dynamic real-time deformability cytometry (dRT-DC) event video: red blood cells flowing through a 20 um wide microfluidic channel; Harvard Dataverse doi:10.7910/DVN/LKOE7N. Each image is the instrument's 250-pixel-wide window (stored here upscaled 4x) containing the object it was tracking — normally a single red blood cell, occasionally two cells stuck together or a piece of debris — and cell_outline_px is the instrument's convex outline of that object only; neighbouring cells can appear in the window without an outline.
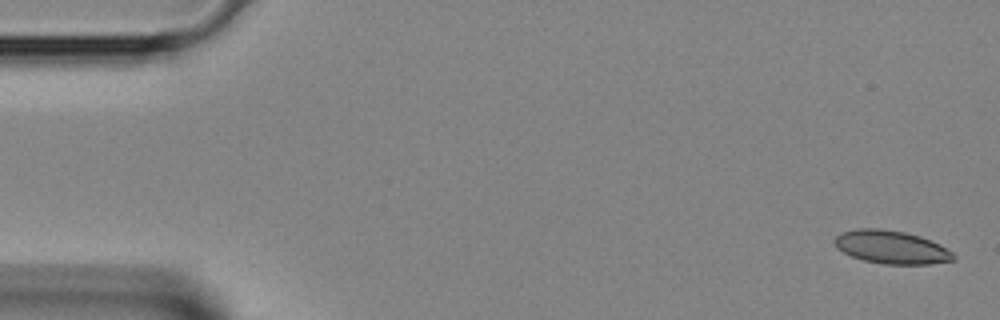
{"species": "Egyptian fruit bat (a non-hibernating species)", "species_latin": "Rousettus aegyptiacus", "temperature_condition": "room temperature", "stored_images_in_passage": 5, "camera_frame_rate_fps": 3000, "um_per_image_px": 0.085, "animal": {"sex": "female"}, "frame": {"image": 1, "passage_image": 1, "time_ms": 0.0, "image_size_px": [1000, 320], "cell_outline_px": [[956, 260], [928, 264], [884, 264], [864, 260], [852, 256], [836, 248], [832, 240], [840, 232], [856, 228], [880, 228], [904, 232], [920, 236], [932, 240], [940, 244], [952, 252], [956, 256]], "centroid_in_image_um": [75.76, 21.0], "position_along_channel_um": 9.2, "area_um2": 23.18}}
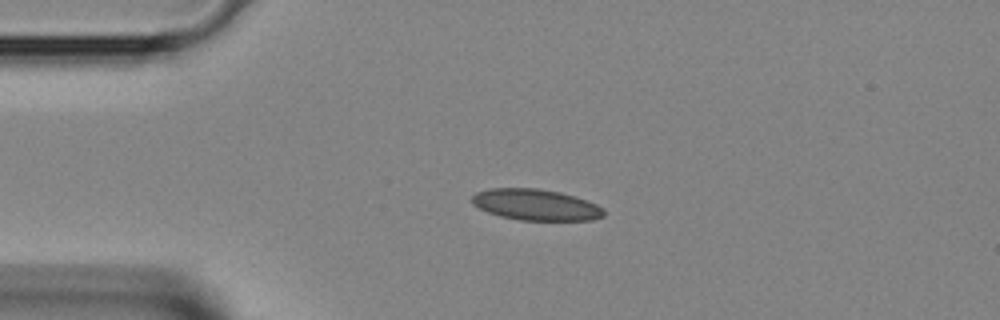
{"frame": {"image": 2, "passage_image": 3, "time_ms": 0.667, "image_size_px": [1000, 320], "cell_outline_px": [[604, 216], [592, 220], [520, 220], [500, 216], [488, 212], [472, 204], [472, 196], [476, 192], [488, 188], [536, 188], [560, 192], [596, 204], [604, 208]], "centroid_in_image_um": [45.52, 17.4], "position_along_channel_um": 39.5, "area_um2": 23.81}}
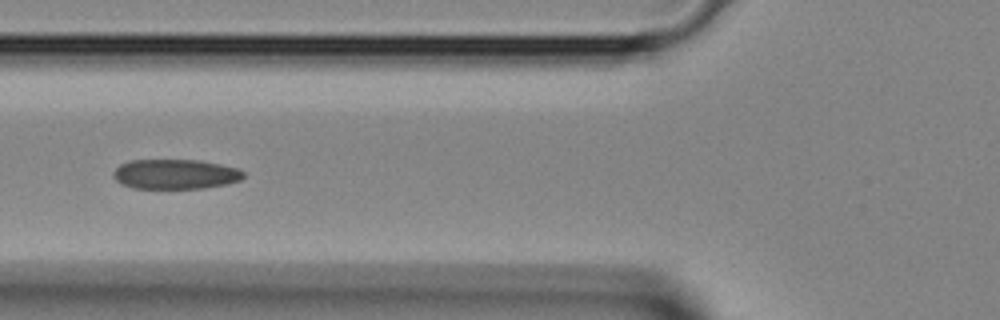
{"frame": {"image": 3, "passage_image": 5, "time_ms": 1.333, "image_size_px": [1000, 320], "cell_outline_px": [[244, 176], [240, 180], [224, 184], [204, 188], [132, 188], [120, 184], [112, 176], [112, 172], [120, 164], [132, 160], [200, 160], [220, 164], [236, 168], [244, 172]], "centroid_in_image_um": [14.86, 14.8], "position_along_channel_um": 110.9, "area_um2": 22.6}}